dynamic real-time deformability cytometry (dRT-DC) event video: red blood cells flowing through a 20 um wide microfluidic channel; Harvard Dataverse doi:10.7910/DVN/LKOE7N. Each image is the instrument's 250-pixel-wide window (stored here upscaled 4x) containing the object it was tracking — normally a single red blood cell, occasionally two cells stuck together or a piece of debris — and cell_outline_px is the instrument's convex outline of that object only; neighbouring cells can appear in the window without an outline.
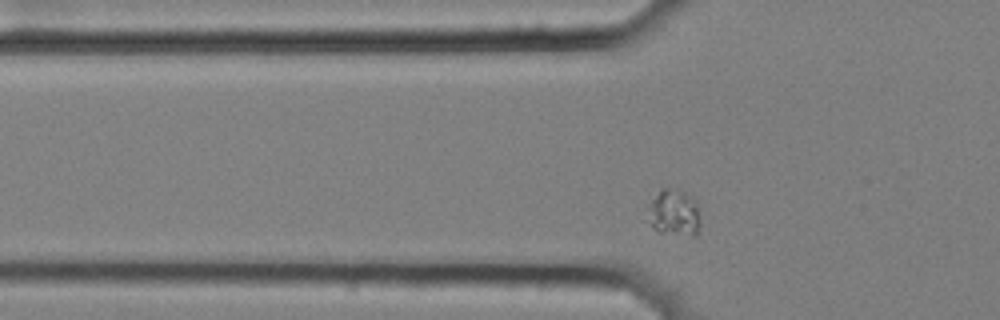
{"species": "common noctule bat (a hibernating species)", "species_latin": "Nyctalus noctula", "temperature_condition": "cold", "stored_images_in_passage": 48, "segment_of_instrument_passage": [1, 2], "camera_frame_rate_fps": 3000, "um_per_image_px": 0.085, "animal": {"sex": "female", "body_mass_g": 25.1}, "frame": {"image": 1, "passage_image": 6, "time_ms": 1.667, "image_size_px": [1000, 320], "cell_outline_px": [[700, 224], [696, 236], [692, 236], [656, 232], [652, 228], [644, 204], [660, 188], [680, 188], [696, 200], [700, 208]], "centroid_in_image_um": [57.26, 18.05], "position_along_channel_um": 68.5, "area_um2": 15.32}}
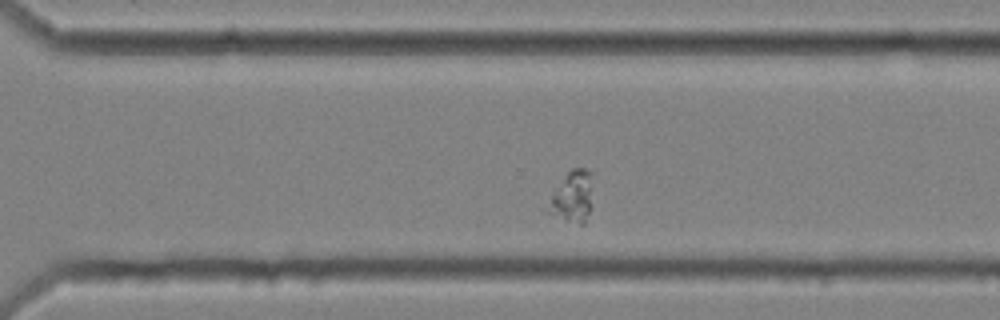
{"frame": {"image": 2, "passage_image": 29, "time_ms": 9.333, "image_size_px": [1000, 320], "cell_outline_px": [[592, 208], [584, 224], [580, 224], [564, 220], [552, 216], [544, 208], [552, 192], [568, 172], [572, 168], [588, 168], [592, 172]], "centroid_in_image_um": [48.66, 16.73], "position_along_channel_um": 321.9, "area_um2": 13.93}}
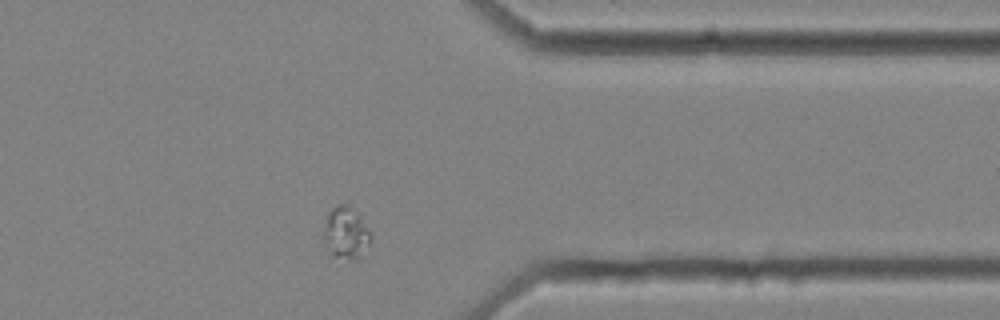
{"frame": {"image": 3, "passage_image": 35, "time_ms": 11.333, "image_size_px": [1000, 320], "cell_outline_px": [[372, 240], [356, 256], [348, 260], [336, 256], [324, 244], [324, 228], [328, 212], [332, 208], [340, 204], [348, 204], [360, 216], [372, 232]], "centroid_in_image_um": [29.4, 19.74], "position_along_channel_um": 382.0, "area_um2": 13.87}}